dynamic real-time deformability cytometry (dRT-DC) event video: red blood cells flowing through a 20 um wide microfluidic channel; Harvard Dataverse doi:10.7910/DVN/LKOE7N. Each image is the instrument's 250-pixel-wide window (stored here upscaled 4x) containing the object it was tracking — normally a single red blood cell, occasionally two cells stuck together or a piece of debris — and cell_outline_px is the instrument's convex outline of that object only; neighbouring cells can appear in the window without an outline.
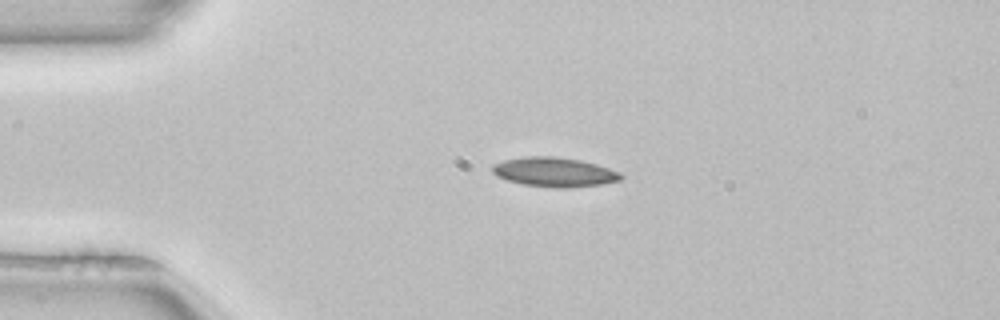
{"species": "common noctule bat (a hibernating species)", "species_latin": "Nyctalus noctula", "temperature_condition": "room temperature", "stored_images_in_passage": 51, "camera_frame_rate_fps": 3000, "um_per_image_px": 0.085, "animal": {"sex": "female", "body_mass_g": 22.7, "forearm_length_mm": 54.2}, "frame": {"image": 1, "passage_image": 11, "time_ms": 3.333, "image_size_px": [1000, 320], "cell_outline_px": [[624, 176], [620, 180], [600, 184], [564, 188], [560, 188], [524, 184], [508, 180], [496, 176], [492, 172], [492, 164], [504, 160], [524, 156], [552, 156], [580, 160], [596, 164], [620, 172]], "centroid_in_image_um": [47.1, 14.61], "position_along_channel_um": 37.9, "area_um2": 21.85}}
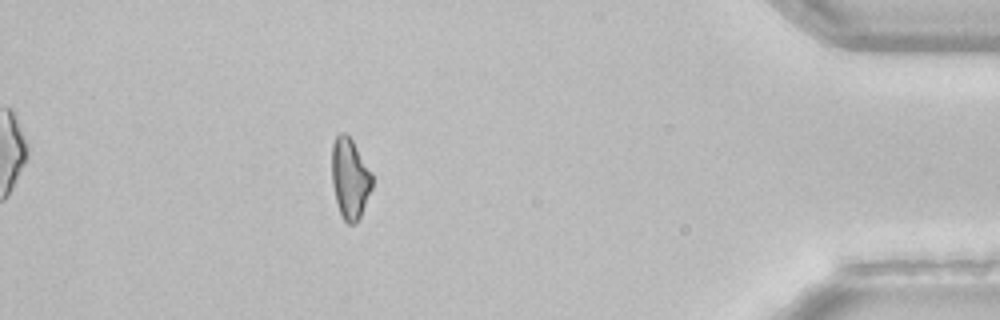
{"frame": {"image": 2, "passage_image": 45, "time_ms": 14.667, "image_size_px": [1000, 320], "cell_outline_px": [[372, 188], [360, 216], [356, 224], [348, 224], [344, 220], [340, 212], [336, 200], [332, 184], [332, 144], [336, 136], [340, 132], [344, 132], [352, 140], [372, 172]], "centroid_in_image_um": [29.74, 15.16], "position_along_channel_um": 405.5, "area_um2": 18.84}, "authors_computed_cell_mechanics": {"area_um2": 20.1144, "velocity_mm_per_s": 3.981, "shape_relaxation_time_tau1_ms": 10.552, "shape_relaxation_time_tau2_ms": null, "deformation_change_tau1": 0.1809, "deformation_change_tau2": null}}